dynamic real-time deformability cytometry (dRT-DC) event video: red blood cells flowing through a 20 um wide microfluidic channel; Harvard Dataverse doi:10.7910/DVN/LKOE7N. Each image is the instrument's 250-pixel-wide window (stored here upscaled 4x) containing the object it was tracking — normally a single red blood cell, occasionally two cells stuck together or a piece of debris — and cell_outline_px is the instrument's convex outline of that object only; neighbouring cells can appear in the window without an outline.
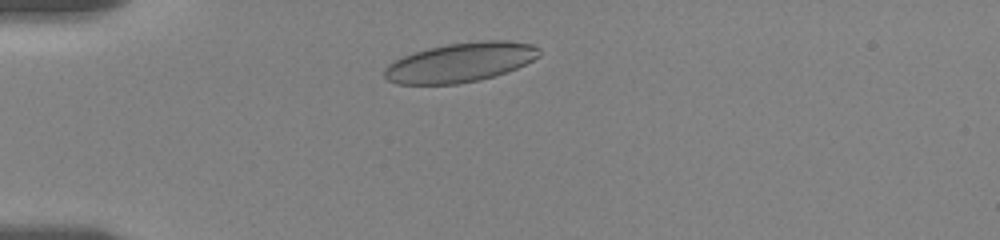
{"species": "human", "species_latin": "Homo sapiens", "temperature_condition": "room temperature", "stored_images_in_passage": 3, "camera_frame_rate_fps": 3000, "um_per_image_px": 0.085, "donor": {"sex": "female"}, "frame": {"image": 1, "passage_image": 2, "time_ms": 1.0, "image_size_px": [1000, 240], "cell_outline_px": [[540, 56], [516, 68], [496, 76], [480, 80], [456, 84], [396, 84], [388, 80], [384, 76], [384, 68], [388, 64], [404, 56], [428, 48], [448, 44], [480, 40], [508, 40], [532, 44], [540, 48]], "centroid_in_image_um": [39.15, 5.3], "position_along_channel_um": 45.8, "area_um2": 35.55}}